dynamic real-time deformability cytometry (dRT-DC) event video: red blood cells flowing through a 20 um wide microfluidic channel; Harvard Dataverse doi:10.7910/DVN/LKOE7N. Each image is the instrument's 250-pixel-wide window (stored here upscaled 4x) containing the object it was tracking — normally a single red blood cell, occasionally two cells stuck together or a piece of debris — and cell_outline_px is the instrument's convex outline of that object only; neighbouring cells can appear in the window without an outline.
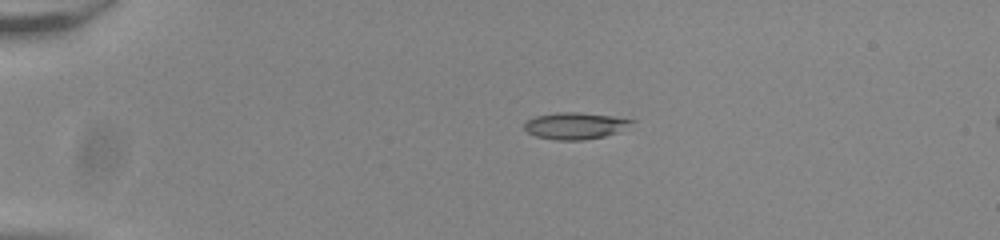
{"species": "common noctule bat (a hibernating species)", "species_latin": "Nyctalus noctula", "temperature_condition": "room temperature", "stored_images_in_passage": 54, "camera_frame_rate_fps": 3000, "um_per_image_px": 0.085, "animal": {"sex": "male", "body_mass_g": 20.0, "forearm_length_mm": 53.3}, "frame": {"image": 1, "passage_image": 12, "time_ms": 3.667, "image_size_px": [1000, 240], "cell_outline_px": [[636, 120], [616, 132], [604, 136], [580, 140], [556, 140], [536, 136], [528, 132], [524, 128], [524, 124], [528, 120], [536, 116], [556, 112], [576, 112], [612, 116]], "centroid_in_image_um": [48.84, 10.68], "position_along_channel_um": 36.2, "area_um2": 16.36}}
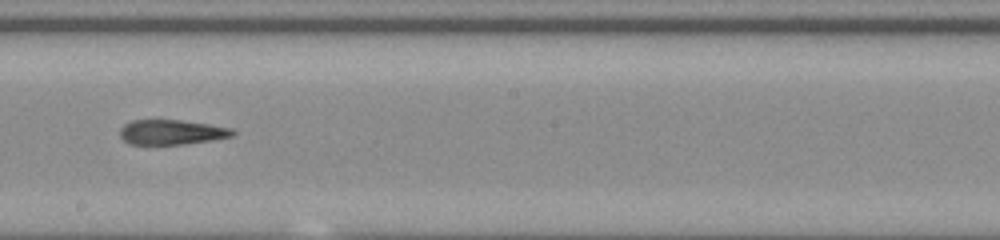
{"frame": {"image": 2, "passage_image": 32, "time_ms": 10.333, "image_size_px": [1000, 240], "cell_outline_px": [[236, 132], [232, 136], [212, 140], [184, 144], [128, 144], [120, 136], [120, 128], [124, 124], [132, 120], [180, 120], [208, 124], [232, 128]], "centroid_in_image_um": [14.57, 11.23], "position_along_channel_um": 233.6, "area_um2": 16.3}}
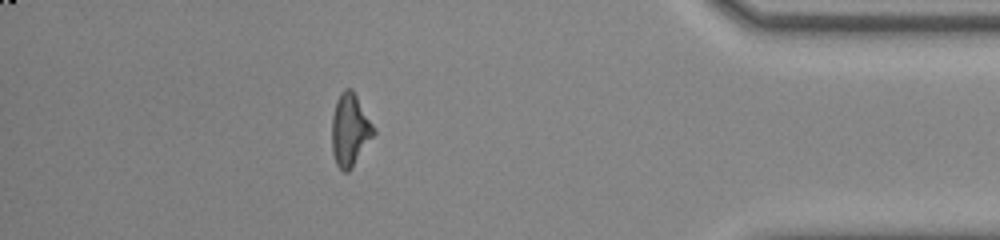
{"frame": {"image": 3, "passage_image": 48, "time_ms": 15.667, "image_size_px": [1000, 240], "cell_outline_px": [[376, 132], [348, 172], [344, 172], [336, 164], [332, 152], [332, 116], [336, 100], [340, 92], [344, 88], [352, 88], [376, 128]], "centroid_in_image_um": [29.74, 11.0], "position_along_channel_um": 405.5, "area_um2": 17.69}, "authors_computed_cell_mechanics": {"area_um2": 16.9932, "velocity_mm_per_s": 3.8752, "shape_relaxation_time_tau1_ms": null, "shape_relaxation_time_tau2_ms": 4.8923, "deformation_change_tau1": null, "deformation_change_tau2": 0.1748}}